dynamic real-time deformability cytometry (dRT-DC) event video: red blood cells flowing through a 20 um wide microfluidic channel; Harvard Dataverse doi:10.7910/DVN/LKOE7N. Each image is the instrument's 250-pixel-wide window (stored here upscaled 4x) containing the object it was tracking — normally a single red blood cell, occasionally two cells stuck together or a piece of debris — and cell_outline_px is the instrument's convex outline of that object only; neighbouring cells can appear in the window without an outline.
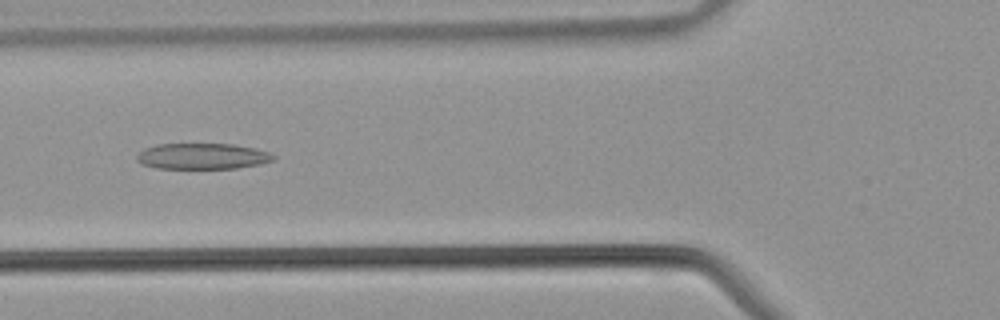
{"species": "common noctule bat (a hibernating species)", "species_latin": "Nyctalus noctula", "temperature_condition": "warm", "stored_images_in_passage": 41, "camera_frame_rate_fps": 3000, "um_per_image_px": 0.085, "animal": {"sex": "male", "body_mass_g": 21.5, "forearm_length_mm": 52.0}, "frame": {"image": 1, "passage_image": 15, "time_ms": 4.667, "image_size_px": [1000, 320], "cell_outline_px": [[276, 160], [260, 164], [236, 168], [156, 168], [140, 164], [136, 160], [136, 156], [144, 148], [160, 144], [232, 144], [256, 148], [268, 152], [276, 156]], "centroid_in_image_um": [17.21, 13.28], "position_along_channel_um": 108.6, "area_um2": 20.69}}
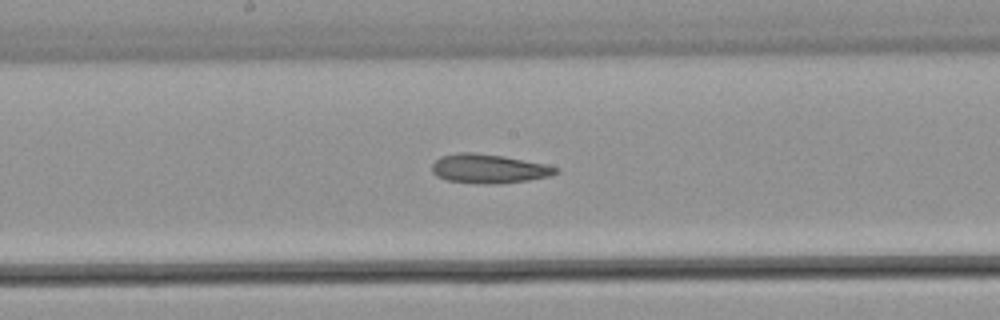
{"frame": {"image": 2, "passage_image": 21, "time_ms": 6.667, "image_size_px": [1000, 320], "cell_outline_px": [[560, 172], [552, 176], [528, 180], [500, 184], [476, 184], [448, 180], [436, 176], [432, 172], [432, 164], [440, 156], [456, 152], [476, 152], [504, 156], [544, 164], [560, 168]], "centroid_in_image_um": [41.55, 14.34], "position_along_channel_um": 206.6, "area_um2": 21.33}}
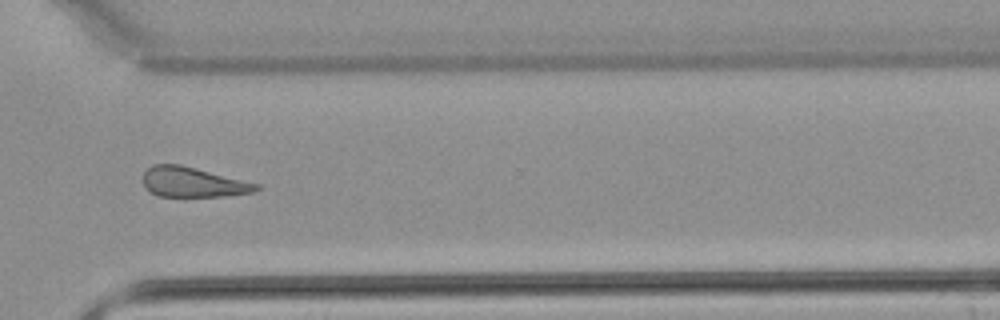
{"frame": {"image": 3, "passage_image": 30, "time_ms": 9.667, "image_size_px": [1000, 320], "cell_outline_px": [[260, 188], [252, 192], [224, 196], [160, 196], [152, 192], [144, 184], [144, 172], [152, 164], [180, 164], [260, 184]], "centroid_in_image_um": [16.42, 15.47], "position_along_channel_um": 354.2, "area_um2": 19.48}}